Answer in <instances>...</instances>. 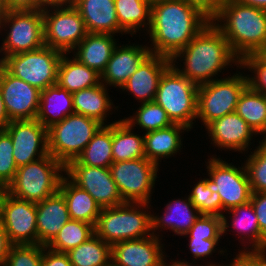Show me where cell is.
Returning a JSON list of instances; mask_svg holds the SVG:
<instances>
[{
  "label": "cell",
  "mask_w": 266,
  "mask_h": 266,
  "mask_svg": "<svg viewBox=\"0 0 266 266\" xmlns=\"http://www.w3.org/2000/svg\"><path fill=\"white\" fill-rule=\"evenodd\" d=\"M88 33L115 34L119 27L114 0H73Z\"/></svg>",
  "instance_id": "cell-23"
},
{
  "label": "cell",
  "mask_w": 266,
  "mask_h": 266,
  "mask_svg": "<svg viewBox=\"0 0 266 266\" xmlns=\"http://www.w3.org/2000/svg\"><path fill=\"white\" fill-rule=\"evenodd\" d=\"M251 153L246 160L245 169L252 193L266 192V142L262 141Z\"/></svg>",
  "instance_id": "cell-40"
},
{
  "label": "cell",
  "mask_w": 266,
  "mask_h": 266,
  "mask_svg": "<svg viewBox=\"0 0 266 266\" xmlns=\"http://www.w3.org/2000/svg\"><path fill=\"white\" fill-rule=\"evenodd\" d=\"M119 27L133 35L141 27H150L151 0H114ZM147 20V22H145ZM148 25V26H147Z\"/></svg>",
  "instance_id": "cell-33"
},
{
  "label": "cell",
  "mask_w": 266,
  "mask_h": 266,
  "mask_svg": "<svg viewBox=\"0 0 266 266\" xmlns=\"http://www.w3.org/2000/svg\"><path fill=\"white\" fill-rule=\"evenodd\" d=\"M210 22L183 0L152 1L148 34L151 54L172 59Z\"/></svg>",
  "instance_id": "cell-1"
},
{
  "label": "cell",
  "mask_w": 266,
  "mask_h": 266,
  "mask_svg": "<svg viewBox=\"0 0 266 266\" xmlns=\"http://www.w3.org/2000/svg\"><path fill=\"white\" fill-rule=\"evenodd\" d=\"M67 254L72 266H111L112 245L94 233Z\"/></svg>",
  "instance_id": "cell-36"
},
{
  "label": "cell",
  "mask_w": 266,
  "mask_h": 266,
  "mask_svg": "<svg viewBox=\"0 0 266 266\" xmlns=\"http://www.w3.org/2000/svg\"><path fill=\"white\" fill-rule=\"evenodd\" d=\"M187 4L198 9L210 21L218 14L222 0H183Z\"/></svg>",
  "instance_id": "cell-47"
},
{
  "label": "cell",
  "mask_w": 266,
  "mask_h": 266,
  "mask_svg": "<svg viewBox=\"0 0 266 266\" xmlns=\"http://www.w3.org/2000/svg\"><path fill=\"white\" fill-rule=\"evenodd\" d=\"M164 255H163V258H162V266H194L192 263L188 264L189 262H184V261H173V262H170L171 264H167L166 263V260L164 261ZM192 264V265H191ZM195 266H198V265H195ZM203 266V265H202ZM206 266H222V265H217V264H209V265H206Z\"/></svg>",
  "instance_id": "cell-55"
},
{
  "label": "cell",
  "mask_w": 266,
  "mask_h": 266,
  "mask_svg": "<svg viewBox=\"0 0 266 266\" xmlns=\"http://www.w3.org/2000/svg\"><path fill=\"white\" fill-rule=\"evenodd\" d=\"M41 266H72V264L67 253L56 252L43 245Z\"/></svg>",
  "instance_id": "cell-48"
},
{
  "label": "cell",
  "mask_w": 266,
  "mask_h": 266,
  "mask_svg": "<svg viewBox=\"0 0 266 266\" xmlns=\"http://www.w3.org/2000/svg\"><path fill=\"white\" fill-rule=\"evenodd\" d=\"M170 65L171 59L150 54L121 89L131 92L141 103L153 102L161 76Z\"/></svg>",
  "instance_id": "cell-19"
},
{
  "label": "cell",
  "mask_w": 266,
  "mask_h": 266,
  "mask_svg": "<svg viewBox=\"0 0 266 266\" xmlns=\"http://www.w3.org/2000/svg\"><path fill=\"white\" fill-rule=\"evenodd\" d=\"M36 220L38 244L47 246L70 220L66 200L59 190L36 203Z\"/></svg>",
  "instance_id": "cell-22"
},
{
  "label": "cell",
  "mask_w": 266,
  "mask_h": 266,
  "mask_svg": "<svg viewBox=\"0 0 266 266\" xmlns=\"http://www.w3.org/2000/svg\"><path fill=\"white\" fill-rule=\"evenodd\" d=\"M103 124L80 114H70L47 129L48 154L64 167L76 160Z\"/></svg>",
  "instance_id": "cell-7"
},
{
  "label": "cell",
  "mask_w": 266,
  "mask_h": 266,
  "mask_svg": "<svg viewBox=\"0 0 266 266\" xmlns=\"http://www.w3.org/2000/svg\"><path fill=\"white\" fill-rule=\"evenodd\" d=\"M151 54L148 47L142 45L116 46L105 70L101 82L120 89L140 64Z\"/></svg>",
  "instance_id": "cell-21"
},
{
  "label": "cell",
  "mask_w": 266,
  "mask_h": 266,
  "mask_svg": "<svg viewBox=\"0 0 266 266\" xmlns=\"http://www.w3.org/2000/svg\"><path fill=\"white\" fill-rule=\"evenodd\" d=\"M106 85L102 82L73 93V109L76 114L84 115L98 120L105 125L107 112L113 109Z\"/></svg>",
  "instance_id": "cell-30"
},
{
  "label": "cell",
  "mask_w": 266,
  "mask_h": 266,
  "mask_svg": "<svg viewBox=\"0 0 266 266\" xmlns=\"http://www.w3.org/2000/svg\"><path fill=\"white\" fill-rule=\"evenodd\" d=\"M261 234L266 238V192L252 193L251 200Z\"/></svg>",
  "instance_id": "cell-46"
},
{
  "label": "cell",
  "mask_w": 266,
  "mask_h": 266,
  "mask_svg": "<svg viewBox=\"0 0 266 266\" xmlns=\"http://www.w3.org/2000/svg\"><path fill=\"white\" fill-rule=\"evenodd\" d=\"M207 164L210 178H206V185L212 193L220 195L224 212L251 200L252 190L244 165L237 168L214 156Z\"/></svg>",
  "instance_id": "cell-12"
},
{
  "label": "cell",
  "mask_w": 266,
  "mask_h": 266,
  "mask_svg": "<svg viewBox=\"0 0 266 266\" xmlns=\"http://www.w3.org/2000/svg\"><path fill=\"white\" fill-rule=\"evenodd\" d=\"M228 213H232L231 219L233 221L230 223L231 227L235 229V232L237 230L240 236H244L240 240L244 242V239L248 237L249 243L252 244L251 251L253 252L266 251V238L261 234L252 203L249 201L244 205L234 207L228 210Z\"/></svg>",
  "instance_id": "cell-34"
},
{
  "label": "cell",
  "mask_w": 266,
  "mask_h": 266,
  "mask_svg": "<svg viewBox=\"0 0 266 266\" xmlns=\"http://www.w3.org/2000/svg\"><path fill=\"white\" fill-rule=\"evenodd\" d=\"M211 22L223 33L240 61L257 54L266 44L265 10L236 0H222L218 14Z\"/></svg>",
  "instance_id": "cell-3"
},
{
  "label": "cell",
  "mask_w": 266,
  "mask_h": 266,
  "mask_svg": "<svg viewBox=\"0 0 266 266\" xmlns=\"http://www.w3.org/2000/svg\"><path fill=\"white\" fill-rule=\"evenodd\" d=\"M209 136L215 144L234 151H245L255 131L236 113L227 114L213 120L206 126Z\"/></svg>",
  "instance_id": "cell-20"
},
{
  "label": "cell",
  "mask_w": 266,
  "mask_h": 266,
  "mask_svg": "<svg viewBox=\"0 0 266 266\" xmlns=\"http://www.w3.org/2000/svg\"><path fill=\"white\" fill-rule=\"evenodd\" d=\"M67 6V7H66ZM42 9L44 44L62 53H71L87 35L84 20L72 5H50Z\"/></svg>",
  "instance_id": "cell-11"
},
{
  "label": "cell",
  "mask_w": 266,
  "mask_h": 266,
  "mask_svg": "<svg viewBox=\"0 0 266 266\" xmlns=\"http://www.w3.org/2000/svg\"><path fill=\"white\" fill-rule=\"evenodd\" d=\"M116 46L113 34L87 33L74 48L77 52L73 56L87 67L102 74Z\"/></svg>",
  "instance_id": "cell-24"
},
{
  "label": "cell",
  "mask_w": 266,
  "mask_h": 266,
  "mask_svg": "<svg viewBox=\"0 0 266 266\" xmlns=\"http://www.w3.org/2000/svg\"><path fill=\"white\" fill-rule=\"evenodd\" d=\"M185 235L195 239H220L223 235V218L201 214Z\"/></svg>",
  "instance_id": "cell-43"
},
{
  "label": "cell",
  "mask_w": 266,
  "mask_h": 266,
  "mask_svg": "<svg viewBox=\"0 0 266 266\" xmlns=\"http://www.w3.org/2000/svg\"><path fill=\"white\" fill-rule=\"evenodd\" d=\"M43 245H13L9 250L5 266H41Z\"/></svg>",
  "instance_id": "cell-42"
},
{
  "label": "cell",
  "mask_w": 266,
  "mask_h": 266,
  "mask_svg": "<svg viewBox=\"0 0 266 266\" xmlns=\"http://www.w3.org/2000/svg\"><path fill=\"white\" fill-rule=\"evenodd\" d=\"M148 204L125 202L115 207L102 208L94 226V233L110 245L153 235L150 233L153 214L140 208H148Z\"/></svg>",
  "instance_id": "cell-4"
},
{
  "label": "cell",
  "mask_w": 266,
  "mask_h": 266,
  "mask_svg": "<svg viewBox=\"0 0 266 266\" xmlns=\"http://www.w3.org/2000/svg\"><path fill=\"white\" fill-rule=\"evenodd\" d=\"M188 199L181 201V199L170 201L166 205L165 212L162 216L152 215V233L161 228L172 229L177 235H185L196 219L201 215L198 209L191 203L189 196ZM167 226V227H166Z\"/></svg>",
  "instance_id": "cell-26"
},
{
  "label": "cell",
  "mask_w": 266,
  "mask_h": 266,
  "mask_svg": "<svg viewBox=\"0 0 266 266\" xmlns=\"http://www.w3.org/2000/svg\"><path fill=\"white\" fill-rule=\"evenodd\" d=\"M59 191L66 200L70 219L95 226L101 208L87 191L79 188L67 176L62 177Z\"/></svg>",
  "instance_id": "cell-28"
},
{
  "label": "cell",
  "mask_w": 266,
  "mask_h": 266,
  "mask_svg": "<svg viewBox=\"0 0 266 266\" xmlns=\"http://www.w3.org/2000/svg\"><path fill=\"white\" fill-rule=\"evenodd\" d=\"M17 169L11 137L5 129L0 130V187L7 188L13 182Z\"/></svg>",
  "instance_id": "cell-41"
},
{
  "label": "cell",
  "mask_w": 266,
  "mask_h": 266,
  "mask_svg": "<svg viewBox=\"0 0 266 266\" xmlns=\"http://www.w3.org/2000/svg\"><path fill=\"white\" fill-rule=\"evenodd\" d=\"M6 191H7V188L0 187V224L2 221V207H3V202H4Z\"/></svg>",
  "instance_id": "cell-57"
},
{
  "label": "cell",
  "mask_w": 266,
  "mask_h": 266,
  "mask_svg": "<svg viewBox=\"0 0 266 266\" xmlns=\"http://www.w3.org/2000/svg\"><path fill=\"white\" fill-rule=\"evenodd\" d=\"M1 225L13 245L38 244L36 203L18 199L6 191Z\"/></svg>",
  "instance_id": "cell-17"
},
{
  "label": "cell",
  "mask_w": 266,
  "mask_h": 266,
  "mask_svg": "<svg viewBox=\"0 0 266 266\" xmlns=\"http://www.w3.org/2000/svg\"><path fill=\"white\" fill-rule=\"evenodd\" d=\"M73 95L57 84L41 91L39 110L36 119L48 129L61 122L66 116L75 113ZM52 116V117H51Z\"/></svg>",
  "instance_id": "cell-25"
},
{
  "label": "cell",
  "mask_w": 266,
  "mask_h": 266,
  "mask_svg": "<svg viewBox=\"0 0 266 266\" xmlns=\"http://www.w3.org/2000/svg\"><path fill=\"white\" fill-rule=\"evenodd\" d=\"M182 130L189 129L180 124H172L171 126L156 131L145 133L144 136V153L145 158L156 163L159 166L161 158H169L181 149Z\"/></svg>",
  "instance_id": "cell-27"
},
{
  "label": "cell",
  "mask_w": 266,
  "mask_h": 266,
  "mask_svg": "<svg viewBox=\"0 0 266 266\" xmlns=\"http://www.w3.org/2000/svg\"><path fill=\"white\" fill-rule=\"evenodd\" d=\"M62 171L65 172V167L48 154L37 161L18 167L13 182L7 187V192L21 200L42 202L59 190L64 176Z\"/></svg>",
  "instance_id": "cell-6"
},
{
  "label": "cell",
  "mask_w": 266,
  "mask_h": 266,
  "mask_svg": "<svg viewBox=\"0 0 266 266\" xmlns=\"http://www.w3.org/2000/svg\"><path fill=\"white\" fill-rule=\"evenodd\" d=\"M11 121L8 118V114L5 109V105L3 102L2 93L0 90V130L5 129V127L10 123Z\"/></svg>",
  "instance_id": "cell-52"
},
{
  "label": "cell",
  "mask_w": 266,
  "mask_h": 266,
  "mask_svg": "<svg viewBox=\"0 0 266 266\" xmlns=\"http://www.w3.org/2000/svg\"><path fill=\"white\" fill-rule=\"evenodd\" d=\"M254 71L255 76H248V85L256 92L266 94V61L257 53L246 56L240 62V68Z\"/></svg>",
  "instance_id": "cell-44"
},
{
  "label": "cell",
  "mask_w": 266,
  "mask_h": 266,
  "mask_svg": "<svg viewBox=\"0 0 266 266\" xmlns=\"http://www.w3.org/2000/svg\"><path fill=\"white\" fill-rule=\"evenodd\" d=\"M160 240L155 234L114 243L111 266H162L163 244Z\"/></svg>",
  "instance_id": "cell-18"
},
{
  "label": "cell",
  "mask_w": 266,
  "mask_h": 266,
  "mask_svg": "<svg viewBox=\"0 0 266 266\" xmlns=\"http://www.w3.org/2000/svg\"><path fill=\"white\" fill-rule=\"evenodd\" d=\"M123 120L131 127H134L135 124L139 125L145 129L146 133L167 128L173 124L166 111L154 101L142 103L134 116Z\"/></svg>",
  "instance_id": "cell-39"
},
{
  "label": "cell",
  "mask_w": 266,
  "mask_h": 266,
  "mask_svg": "<svg viewBox=\"0 0 266 266\" xmlns=\"http://www.w3.org/2000/svg\"><path fill=\"white\" fill-rule=\"evenodd\" d=\"M220 239H209V240H204V239H195V238H190V243H189V249L193 255L194 259L202 258V257H207L209 255H212V251H216L215 247L218 245Z\"/></svg>",
  "instance_id": "cell-45"
},
{
  "label": "cell",
  "mask_w": 266,
  "mask_h": 266,
  "mask_svg": "<svg viewBox=\"0 0 266 266\" xmlns=\"http://www.w3.org/2000/svg\"><path fill=\"white\" fill-rule=\"evenodd\" d=\"M247 86L248 75L243 76L242 73L199 85L197 118H200L206 127L213 120L234 113L239 96Z\"/></svg>",
  "instance_id": "cell-9"
},
{
  "label": "cell",
  "mask_w": 266,
  "mask_h": 266,
  "mask_svg": "<svg viewBox=\"0 0 266 266\" xmlns=\"http://www.w3.org/2000/svg\"><path fill=\"white\" fill-rule=\"evenodd\" d=\"M258 54L266 61V44L265 46L258 52Z\"/></svg>",
  "instance_id": "cell-59"
},
{
  "label": "cell",
  "mask_w": 266,
  "mask_h": 266,
  "mask_svg": "<svg viewBox=\"0 0 266 266\" xmlns=\"http://www.w3.org/2000/svg\"><path fill=\"white\" fill-rule=\"evenodd\" d=\"M64 173L75 185L87 191L101 209L125 203L109 168L82 165L76 159L65 167Z\"/></svg>",
  "instance_id": "cell-14"
},
{
  "label": "cell",
  "mask_w": 266,
  "mask_h": 266,
  "mask_svg": "<svg viewBox=\"0 0 266 266\" xmlns=\"http://www.w3.org/2000/svg\"><path fill=\"white\" fill-rule=\"evenodd\" d=\"M191 203L198 209L200 214L217 215L223 218V234L229 228L227 218L222 213V202L220 195L216 192L212 193L206 185V179L199 180L188 195Z\"/></svg>",
  "instance_id": "cell-38"
},
{
  "label": "cell",
  "mask_w": 266,
  "mask_h": 266,
  "mask_svg": "<svg viewBox=\"0 0 266 266\" xmlns=\"http://www.w3.org/2000/svg\"><path fill=\"white\" fill-rule=\"evenodd\" d=\"M242 252L240 251L239 254H242L253 266H266V252L265 251H258L253 252L250 251L251 248L248 247Z\"/></svg>",
  "instance_id": "cell-51"
},
{
  "label": "cell",
  "mask_w": 266,
  "mask_h": 266,
  "mask_svg": "<svg viewBox=\"0 0 266 266\" xmlns=\"http://www.w3.org/2000/svg\"><path fill=\"white\" fill-rule=\"evenodd\" d=\"M9 32L3 40L0 52L4 57L18 53L33 51L44 46V19L42 10H8L1 22ZM4 25V26H3Z\"/></svg>",
  "instance_id": "cell-10"
},
{
  "label": "cell",
  "mask_w": 266,
  "mask_h": 266,
  "mask_svg": "<svg viewBox=\"0 0 266 266\" xmlns=\"http://www.w3.org/2000/svg\"><path fill=\"white\" fill-rule=\"evenodd\" d=\"M235 112L255 131L266 134V95L249 85L240 94Z\"/></svg>",
  "instance_id": "cell-32"
},
{
  "label": "cell",
  "mask_w": 266,
  "mask_h": 266,
  "mask_svg": "<svg viewBox=\"0 0 266 266\" xmlns=\"http://www.w3.org/2000/svg\"><path fill=\"white\" fill-rule=\"evenodd\" d=\"M132 130L133 127L123 119L112 123L113 162L145 158L144 136L134 134Z\"/></svg>",
  "instance_id": "cell-31"
},
{
  "label": "cell",
  "mask_w": 266,
  "mask_h": 266,
  "mask_svg": "<svg viewBox=\"0 0 266 266\" xmlns=\"http://www.w3.org/2000/svg\"><path fill=\"white\" fill-rule=\"evenodd\" d=\"M6 10H42L40 0H3Z\"/></svg>",
  "instance_id": "cell-49"
},
{
  "label": "cell",
  "mask_w": 266,
  "mask_h": 266,
  "mask_svg": "<svg viewBox=\"0 0 266 266\" xmlns=\"http://www.w3.org/2000/svg\"><path fill=\"white\" fill-rule=\"evenodd\" d=\"M241 4L252 6L266 11V0H236Z\"/></svg>",
  "instance_id": "cell-53"
},
{
  "label": "cell",
  "mask_w": 266,
  "mask_h": 266,
  "mask_svg": "<svg viewBox=\"0 0 266 266\" xmlns=\"http://www.w3.org/2000/svg\"><path fill=\"white\" fill-rule=\"evenodd\" d=\"M226 266H253L242 254L236 255L233 262Z\"/></svg>",
  "instance_id": "cell-54"
},
{
  "label": "cell",
  "mask_w": 266,
  "mask_h": 266,
  "mask_svg": "<svg viewBox=\"0 0 266 266\" xmlns=\"http://www.w3.org/2000/svg\"><path fill=\"white\" fill-rule=\"evenodd\" d=\"M100 83L101 74L87 67L75 57L70 59L66 57V53H63L57 75V85L60 88L73 94L79 90L97 86Z\"/></svg>",
  "instance_id": "cell-29"
},
{
  "label": "cell",
  "mask_w": 266,
  "mask_h": 266,
  "mask_svg": "<svg viewBox=\"0 0 266 266\" xmlns=\"http://www.w3.org/2000/svg\"><path fill=\"white\" fill-rule=\"evenodd\" d=\"M177 57L183 58L184 69L180 70L175 65ZM231 62L239 65L241 61L232 52L223 33L211 21L171 59V64L198 86L215 80L212 77L229 63L231 65Z\"/></svg>",
  "instance_id": "cell-2"
},
{
  "label": "cell",
  "mask_w": 266,
  "mask_h": 266,
  "mask_svg": "<svg viewBox=\"0 0 266 266\" xmlns=\"http://www.w3.org/2000/svg\"><path fill=\"white\" fill-rule=\"evenodd\" d=\"M5 130L13 143V156L17 167L48 155L47 129L37 119L12 120Z\"/></svg>",
  "instance_id": "cell-15"
},
{
  "label": "cell",
  "mask_w": 266,
  "mask_h": 266,
  "mask_svg": "<svg viewBox=\"0 0 266 266\" xmlns=\"http://www.w3.org/2000/svg\"><path fill=\"white\" fill-rule=\"evenodd\" d=\"M63 53L49 46L5 57L0 64L13 76L40 91L57 84Z\"/></svg>",
  "instance_id": "cell-8"
},
{
  "label": "cell",
  "mask_w": 266,
  "mask_h": 266,
  "mask_svg": "<svg viewBox=\"0 0 266 266\" xmlns=\"http://www.w3.org/2000/svg\"><path fill=\"white\" fill-rule=\"evenodd\" d=\"M12 246L5 229L0 224V266H5L7 255Z\"/></svg>",
  "instance_id": "cell-50"
},
{
  "label": "cell",
  "mask_w": 266,
  "mask_h": 266,
  "mask_svg": "<svg viewBox=\"0 0 266 266\" xmlns=\"http://www.w3.org/2000/svg\"><path fill=\"white\" fill-rule=\"evenodd\" d=\"M93 234L92 224L70 219L46 247L56 252L67 253L84 243Z\"/></svg>",
  "instance_id": "cell-37"
},
{
  "label": "cell",
  "mask_w": 266,
  "mask_h": 266,
  "mask_svg": "<svg viewBox=\"0 0 266 266\" xmlns=\"http://www.w3.org/2000/svg\"><path fill=\"white\" fill-rule=\"evenodd\" d=\"M0 90L10 121L36 119L41 91L11 75L1 64Z\"/></svg>",
  "instance_id": "cell-16"
},
{
  "label": "cell",
  "mask_w": 266,
  "mask_h": 266,
  "mask_svg": "<svg viewBox=\"0 0 266 266\" xmlns=\"http://www.w3.org/2000/svg\"><path fill=\"white\" fill-rule=\"evenodd\" d=\"M6 8H5V5H4V2L3 0H0V25H1V22L6 14ZM1 31V30H0Z\"/></svg>",
  "instance_id": "cell-58"
},
{
  "label": "cell",
  "mask_w": 266,
  "mask_h": 266,
  "mask_svg": "<svg viewBox=\"0 0 266 266\" xmlns=\"http://www.w3.org/2000/svg\"><path fill=\"white\" fill-rule=\"evenodd\" d=\"M73 0H40L44 6L72 4Z\"/></svg>",
  "instance_id": "cell-56"
},
{
  "label": "cell",
  "mask_w": 266,
  "mask_h": 266,
  "mask_svg": "<svg viewBox=\"0 0 266 266\" xmlns=\"http://www.w3.org/2000/svg\"><path fill=\"white\" fill-rule=\"evenodd\" d=\"M112 123L102 125L77 160L82 165L109 168L112 156Z\"/></svg>",
  "instance_id": "cell-35"
},
{
  "label": "cell",
  "mask_w": 266,
  "mask_h": 266,
  "mask_svg": "<svg viewBox=\"0 0 266 266\" xmlns=\"http://www.w3.org/2000/svg\"><path fill=\"white\" fill-rule=\"evenodd\" d=\"M109 169L125 202L150 203L159 170L156 163L140 158L113 162Z\"/></svg>",
  "instance_id": "cell-13"
},
{
  "label": "cell",
  "mask_w": 266,
  "mask_h": 266,
  "mask_svg": "<svg viewBox=\"0 0 266 266\" xmlns=\"http://www.w3.org/2000/svg\"><path fill=\"white\" fill-rule=\"evenodd\" d=\"M197 90L198 85L171 64L161 76L154 102L166 111L173 124L191 129L197 118Z\"/></svg>",
  "instance_id": "cell-5"
},
{
  "label": "cell",
  "mask_w": 266,
  "mask_h": 266,
  "mask_svg": "<svg viewBox=\"0 0 266 266\" xmlns=\"http://www.w3.org/2000/svg\"><path fill=\"white\" fill-rule=\"evenodd\" d=\"M263 138H264L263 141L266 142V134H265V136Z\"/></svg>",
  "instance_id": "cell-60"
}]
</instances>
